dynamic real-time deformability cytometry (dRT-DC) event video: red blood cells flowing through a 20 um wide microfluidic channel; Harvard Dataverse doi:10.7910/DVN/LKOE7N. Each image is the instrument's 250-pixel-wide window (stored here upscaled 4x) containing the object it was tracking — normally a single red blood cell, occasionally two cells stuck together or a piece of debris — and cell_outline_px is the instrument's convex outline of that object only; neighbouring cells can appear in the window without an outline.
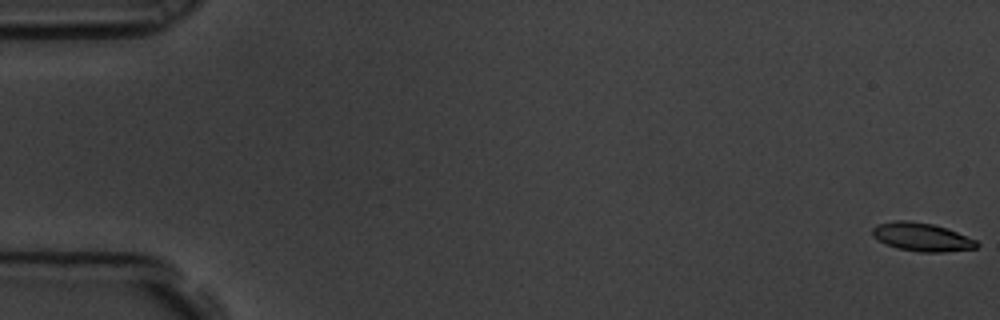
{"species": "common noctule bat (a hibernating species)", "species_latin": "Nyctalus noctula", "temperature_condition": "room temperature", "stored_images_in_passage": 6, "segment_of_instrument_passage": [1, 2], "camera_frame_rate_fps": 3000, "um_per_image_px": 0.085, "animal": {"sex": "male", "body_mass_g": 19.5, "forearm_length_mm": 54.6}, "frame": {"image": 1, "passage_image": 1, "time_ms": 0.0, "image_size_px": [1000, 320], "cell_outline_px": [[980, 244], [976, 248], [944, 252], [920, 252], [896, 248], [872, 236], [872, 228], [876, 224], [892, 220], [908, 220], [932, 224], [948, 228], [976, 240]], "centroid_in_image_um": [78.35, 20.13], "position_along_channel_um": 6.7, "area_um2": 17.34}}
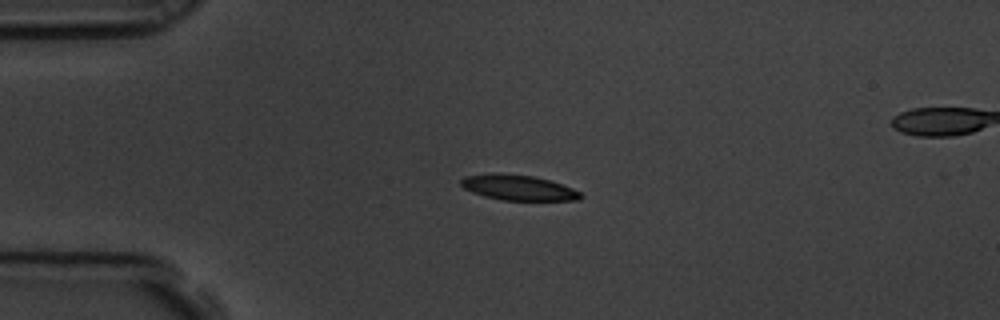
{"frame": {"image": 2, "passage_image": 5, "time_ms": 1.333, "image_size_px": [1000, 320], "cell_outline_px": [[584, 196], [580, 200], [500, 200], [484, 196], [472, 192], [464, 188], [460, 184], [460, 180], [464, 176], [532, 176], [548, 180], [572, 188], [580, 192]], "centroid_in_image_um": [44.12, 16.01], "position_along_channel_um": 40.9, "area_um2": 16.7}}